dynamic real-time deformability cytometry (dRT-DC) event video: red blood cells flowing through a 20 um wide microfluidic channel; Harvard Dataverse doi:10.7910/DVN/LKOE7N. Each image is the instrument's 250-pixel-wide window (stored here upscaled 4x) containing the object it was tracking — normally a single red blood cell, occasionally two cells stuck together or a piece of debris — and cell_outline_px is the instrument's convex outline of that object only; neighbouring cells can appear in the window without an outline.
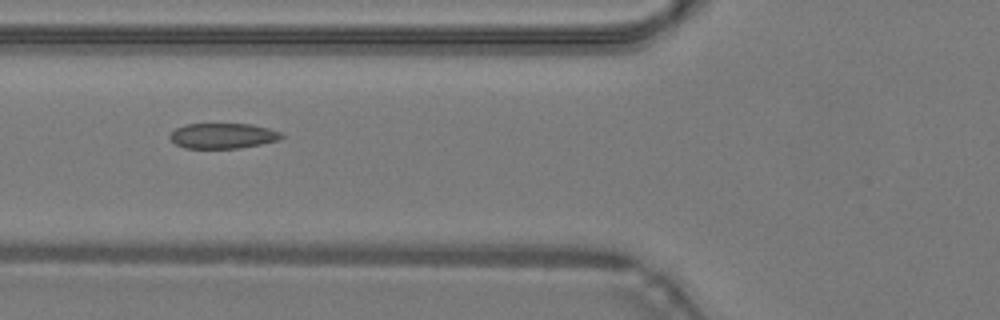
{"species": "common noctule bat (a hibernating species)", "species_latin": "Nyctalus noctula", "temperature_condition": "warm", "stored_images_in_passage": 33, "camera_frame_rate_fps": 3000, "um_per_image_px": 0.085, "animal": {"sex": "male", "body_mass_g": 19.2, "forearm_length_mm": 51.8}, "frame": {"image": 1, "passage_image": 3, "time_ms": 0.667, "image_size_px": [1000, 320], "cell_outline_px": [[284, 136], [280, 140], [240, 148], [184, 148], [176, 144], [168, 136], [176, 128], [184, 124], [252, 124], [268, 128], [280, 132]], "centroid_in_image_um": [18.94, 11.54], "position_along_channel_um": 106.9, "area_um2": 16.47}}
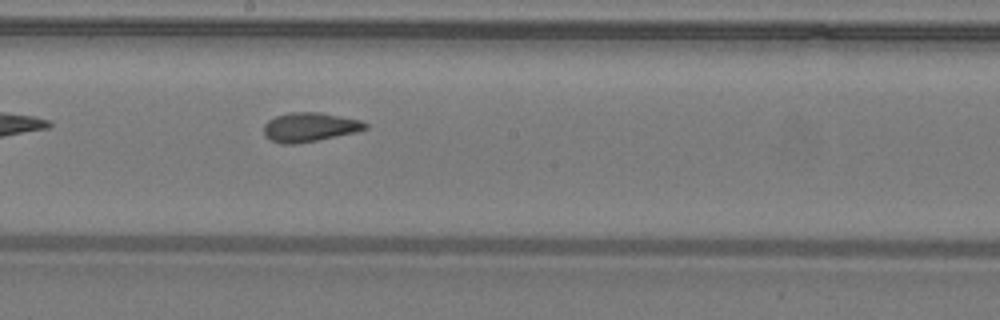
{"frame": {"image": 2, "passage_image": 11, "time_ms": 3.333, "image_size_px": [1000, 320], "cell_outline_px": [[368, 128], [356, 132], [296, 144], [280, 144], [264, 136], [264, 124], [268, 120], [276, 116], [292, 112], [320, 112], [360, 120], [368, 124]], "centroid_in_image_um": [26.31, 10.8], "position_along_channel_um": 221.9, "area_um2": 17.17}}
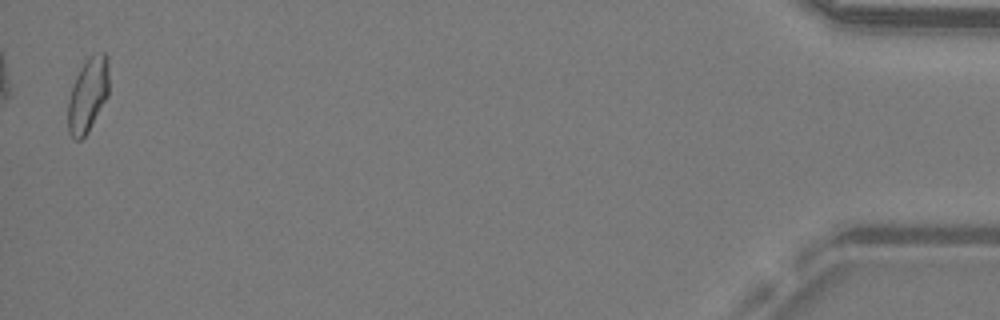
{"frame": {"image": 3, "passage_image": 32, "time_ms": 10.333, "image_size_px": [1000, 320], "cell_outline_px": [[108, 96], [88, 132], [80, 140], [76, 140], [68, 132], [68, 100], [76, 76], [80, 68], [88, 56], [100, 52], [104, 52], [108, 56]], "centroid_in_image_um": [7.48, 8.05], "position_along_channel_um": 427.7, "area_um2": 17.74}}